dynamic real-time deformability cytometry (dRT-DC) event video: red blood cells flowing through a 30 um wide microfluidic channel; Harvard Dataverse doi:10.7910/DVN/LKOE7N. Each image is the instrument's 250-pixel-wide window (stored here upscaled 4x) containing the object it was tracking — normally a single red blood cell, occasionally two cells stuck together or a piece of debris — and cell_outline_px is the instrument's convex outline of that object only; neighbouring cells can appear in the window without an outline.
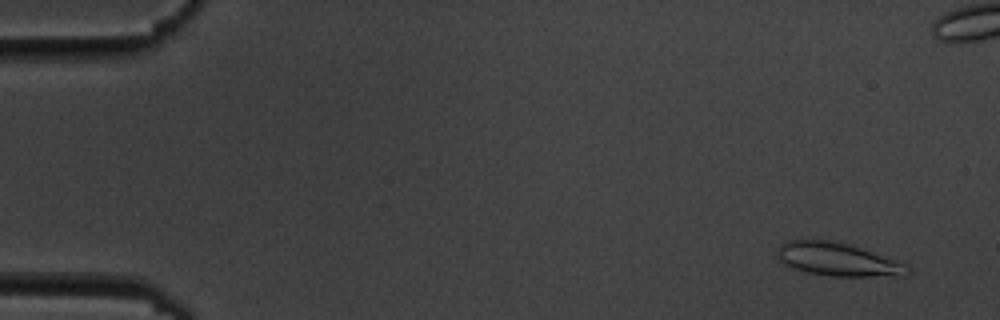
{"species": "common noctule bat (a hibernating species)", "species_latin": "Nyctalus noctula", "temperature_condition": "cold", "stored_images_in_passage": 58, "segment_of_instrument_passage": [1, 2], "camera_frame_rate_fps": 3000, "um_per_image_px": 0.085, "animal": {"sex": "male", "body_mass_g": 19.5, "forearm_length_mm": 54.6}, "frame": {"image": 1, "passage_image": 4, "time_ms": 1.0, "image_size_px": [1000, 320], "cell_outline_px": [[908, 272], [904, 276], [832, 276], [808, 272], [792, 268], [784, 264], [780, 260], [776, 252], [776, 248], [780, 244], [788, 240], [832, 240], [848, 244], [900, 260], [904, 264]], "centroid_in_image_um": [71.18, 22.04], "position_along_channel_um": 13.8, "area_um2": 25.2}}
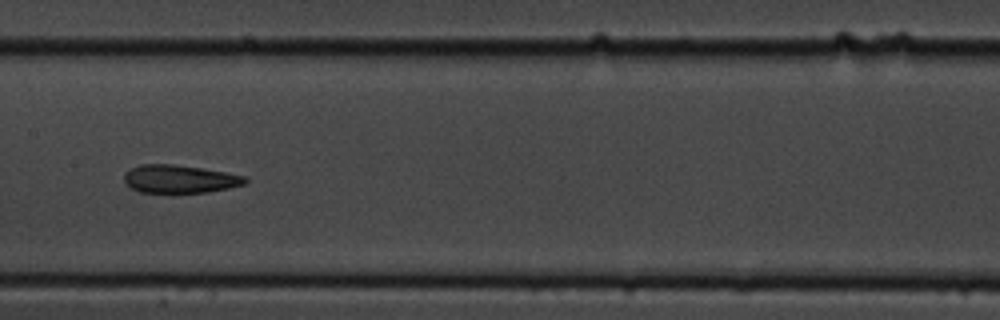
{"frame": {"image": 2, "passage_image": 29, "time_ms": 9.333, "image_size_px": [1000, 320], "cell_outline_px": [[248, 180], [244, 184], [228, 188], [208, 192], [172, 196], [140, 192], [132, 188], [124, 180], [124, 172], [140, 164], [172, 164], [200, 168], [224, 172], [244, 176]], "centroid_in_image_um": [15.22, 15.27], "position_along_channel_um": 192.2, "area_um2": 20.46}}
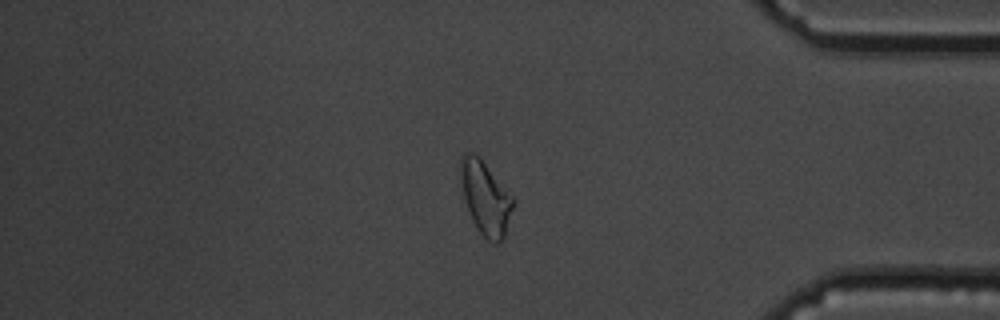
{"frame": {"image": 3, "passage_image": 48, "time_ms": 15.667, "image_size_px": [1000, 320], "cell_outline_px": [[516, 204], [504, 236], [496, 244], [492, 244], [476, 228], [472, 220], [460, 184], [460, 156], [464, 152], [472, 152], [480, 156], [516, 200]], "centroid_in_image_um": [41.28, 16.79], "position_along_channel_um": 393.9, "area_um2": 22.83}}